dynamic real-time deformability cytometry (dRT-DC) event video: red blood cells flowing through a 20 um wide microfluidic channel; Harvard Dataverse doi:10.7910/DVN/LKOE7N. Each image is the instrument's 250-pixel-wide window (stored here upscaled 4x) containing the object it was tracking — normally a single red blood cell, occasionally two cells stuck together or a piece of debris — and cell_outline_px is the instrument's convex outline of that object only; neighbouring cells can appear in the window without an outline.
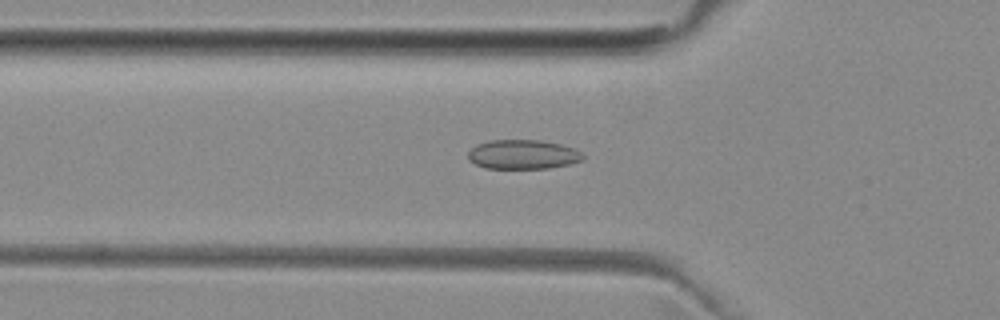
{"species": "common noctule bat (a hibernating species)", "species_latin": "Nyctalus noctula", "temperature_condition": "room temperature", "stored_images_in_passage": 45, "camera_frame_rate_fps": 3000, "um_per_image_px": 0.085, "animal": {"sex": "female", "body_mass_g": 29.2, "forearm_length_mm": 56.3}, "frame": {"image": 1, "passage_image": 16, "time_ms": 5.0, "image_size_px": [1000, 320], "cell_outline_px": [[584, 160], [568, 164], [548, 168], [484, 168], [468, 160], [468, 152], [476, 144], [488, 140], [540, 140], [560, 144], [572, 148], [580, 152], [584, 156]], "centroid_in_image_um": [44.41, 13.12], "position_along_channel_um": 81.4, "area_um2": 19.59}}
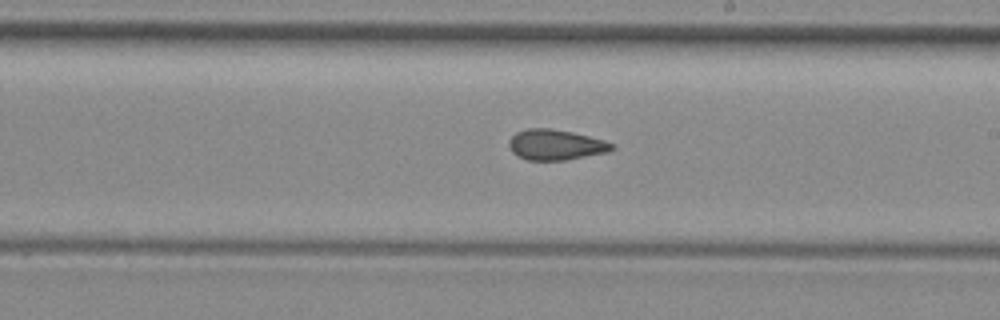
{"frame": {"image": 2, "passage_image": 28, "time_ms": 9.0, "image_size_px": [1000, 320], "cell_outline_px": [[616, 148], [608, 152], [564, 160], [528, 160], [512, 152], [508, 144], [508, 140], [516, 132], [528, 128], [548, 128], [572, 132], [604, 140], [612, 144]], "centroid_in_image_um": [47.22, 12.3], "position_along_channel_um": 241.8, "area_um2": 18.15}}
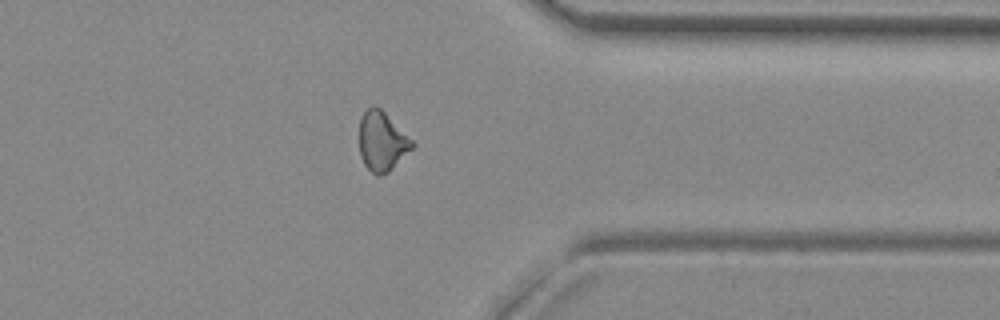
{"frame": {"image": 3, "passage_image": 39, "time_ms": 12.667, "image_size_px": [1000, 320], "cell_outline_px": [[416, 144], [388, 172], [380, 176], [376, 176], [364, 164], [360, 156], [360, 116], [372, 104], [380, 108]], "centroid_in_image_um": [32.45, 12.02], "position_along_channel_um": 379.0, "area_um2": 18.03}}